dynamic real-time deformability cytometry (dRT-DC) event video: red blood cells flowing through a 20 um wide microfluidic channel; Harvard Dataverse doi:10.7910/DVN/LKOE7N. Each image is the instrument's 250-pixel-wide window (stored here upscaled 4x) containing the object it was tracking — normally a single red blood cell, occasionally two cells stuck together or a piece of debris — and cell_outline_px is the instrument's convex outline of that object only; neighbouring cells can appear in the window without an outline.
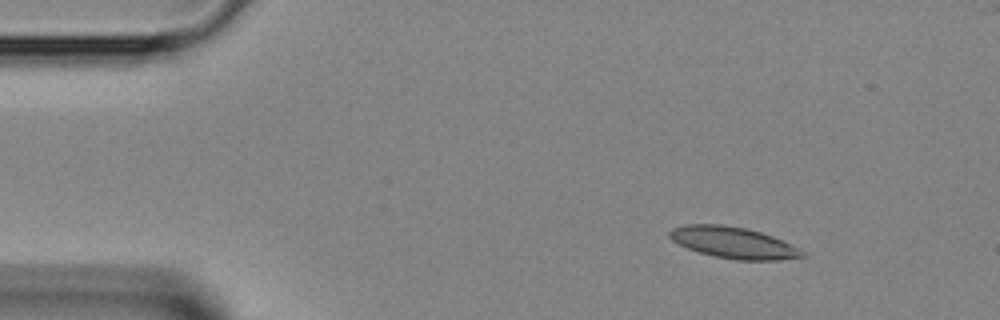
{"species": "Egyptian fruit bat (a non-hibernating species)", "species_latin": "Rousettus aegyptiacus", "temperature_condition": "room temperature", "stored_images_in_passage": 5, "camera_frame_rate_fps": 3000, "um_per_image_px": 0.085, "animal": {"sex": "female"}, "frame": {"image": 1, "passage_image": 2, "time_ms": 0.333, "image_size_px": [1000, 320], "cell_outline_px": [[808, 256], [776, 260], [736, 260], [716, 256], [700, 252], [688, 248], [672, 240], [668, 236], [668, 232], [672, 228], [684, 224], [720, 224], [748, 228], [772, 236], [804, 252]], "centroid_in_image_um": [62.3, 20.61], "position_along_channel_um": 22.7, "area_um2": 23.99}}
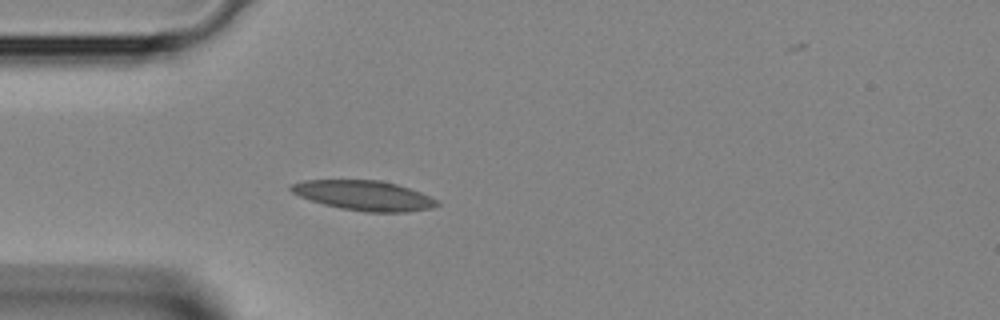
{"frame": {"image": 2, "passage_image": 4, "time_ms": 1.0, "image_size_px": [1000, 320], "cell_outline_px": [[440, 204], [432, 208], [404, 212], [364, 212], [340, 208], [324, 204], [300, 196], [292, 192], [288, 188], [292, 184], [304, 180], [380, 180], [396, 184], [420, 192], [436, 200]], "centroid_in_image_um": [30.93, 16.62], "position_along_channel_um": 54.1, "area_um2": 25.14}}